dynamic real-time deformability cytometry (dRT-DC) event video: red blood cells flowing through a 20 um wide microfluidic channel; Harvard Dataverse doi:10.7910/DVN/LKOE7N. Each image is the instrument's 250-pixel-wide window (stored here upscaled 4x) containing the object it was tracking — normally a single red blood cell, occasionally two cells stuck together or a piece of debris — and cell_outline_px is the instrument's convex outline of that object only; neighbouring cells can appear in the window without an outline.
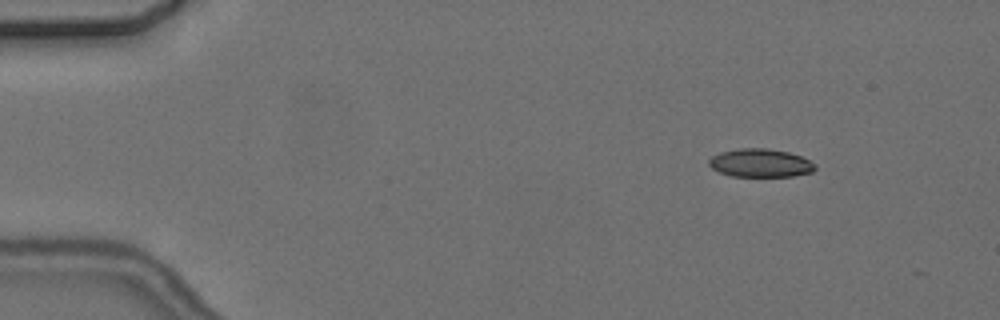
{"species": "common noctule bat (a hibernating species)", "species_latin": "Nyctalus noctula", "temperature_condition": "cold", "stored_images_in_passage": 3, "camera_frame_rate_fps": 3000, "um_per_image_px": 0.085, "animal": {"sex": "female", "body_mass_g": 24.6, "forearm_length_mm": 56.2}, "frame": {"image": 1, "passage_image": 2, "time_ms": 1.0, "image_size_px": [1000, 320], "cell_outline_px": [[816, 168], [812, 172], [792, 176], [732, 176], [720, 172], [712, 168], [708, 164], [708, 160], [712, 156], [720, 152], [740, 148], [768, 148], [788, 152], [800, 156], [816, 164]], "centroid_in_image_um": [64.62, 13.85], "position_along_channel_um": 20.4, "area_um2": 17.46}}